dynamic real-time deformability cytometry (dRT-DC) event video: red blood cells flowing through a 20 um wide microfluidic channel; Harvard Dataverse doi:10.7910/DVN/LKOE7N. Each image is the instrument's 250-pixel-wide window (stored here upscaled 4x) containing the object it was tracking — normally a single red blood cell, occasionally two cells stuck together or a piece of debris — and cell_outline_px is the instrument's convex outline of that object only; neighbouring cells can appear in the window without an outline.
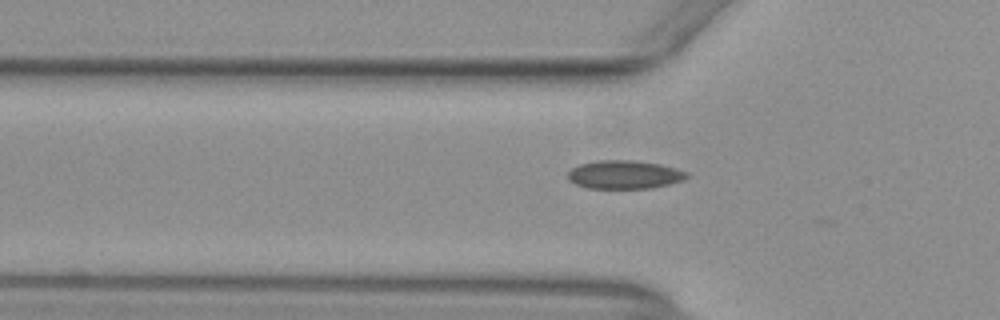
{"species": "common noctule bat (a hibernating species)", "species_latin": "Nyctalus noctula", "temperature_condition": "warm", "stored_images_in_passage": 29, "camera_frame_rate_fps": 3000, "um_per_image_px": 0.085, "animal": {"sex": "female", "body_mass_g": 29.2, "forearm_length_mm": 56.3}, "frame": {"image": 1, "passage_image": 2, "time_ms": 0.333, "image_size_px": [1000, 320], "cell_outline_px": [[688, 176], [680, 180], [668, 184], [652, 188], [588, 188], [576, 184], [568, 180], [568, 172], [572, 168], [580, 164], [596, 160], [632, 160], [660, 164], [688, 172]], "centroid_in_image_um": [53.03, 14.83], "position_along_channel_um": 72.8, "area_um2": 19.54}}
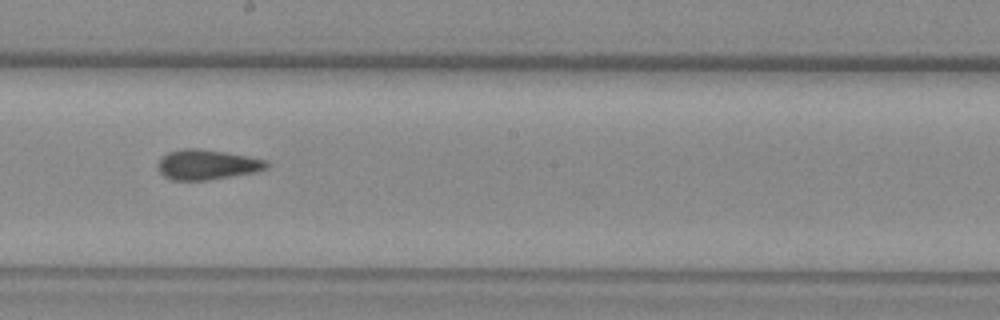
{"frame": {"image": 2, "passage_image": 14, "time_ms": 4.333, "image_size_px": [1000, 320], "cell_outline_px": [[268, 168], [256, 172], [208, 180], [172, 180], [164, 176], [156, 168], [156, 164], [160, 156], [168, 152], [184, 148], [196, 148], [224, 152], [248, 156], [268, 160]], "centroid_in_image_um": [17.56, 13.99], "position_along_channel_um": 230.6, "area_um2": 19.25}}
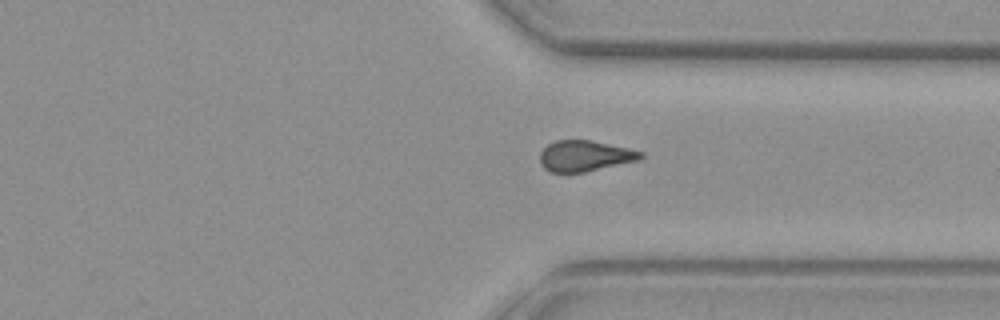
{"frame": {"image": 3, "passage_image": 24, "time_ms": 7.667, "image_size_px": [1000, 320], "cell_outline_px": [[644, 156], [640, 160], [584, 172], [548, 172], [540, 164], [540, 152], [548, 144], [556, 140], [592, 140], [628, 148], [644, 152]], "centroid_in_image_um": [49.72, 13.25], "position_along_channel_um": 361.7, "area_um2": 18.21}, "authors_computed_cell_mechanics": {"area_um2": 18.785, "velocity_mm_per_s": 3.9371, "shape_relaxation_time_tau1_ms": null, "shape_relaxation_time_tau2_ms": 2.9148, "deformation_change_tau1": null, "deformation_change_tau2": 0.0941}}